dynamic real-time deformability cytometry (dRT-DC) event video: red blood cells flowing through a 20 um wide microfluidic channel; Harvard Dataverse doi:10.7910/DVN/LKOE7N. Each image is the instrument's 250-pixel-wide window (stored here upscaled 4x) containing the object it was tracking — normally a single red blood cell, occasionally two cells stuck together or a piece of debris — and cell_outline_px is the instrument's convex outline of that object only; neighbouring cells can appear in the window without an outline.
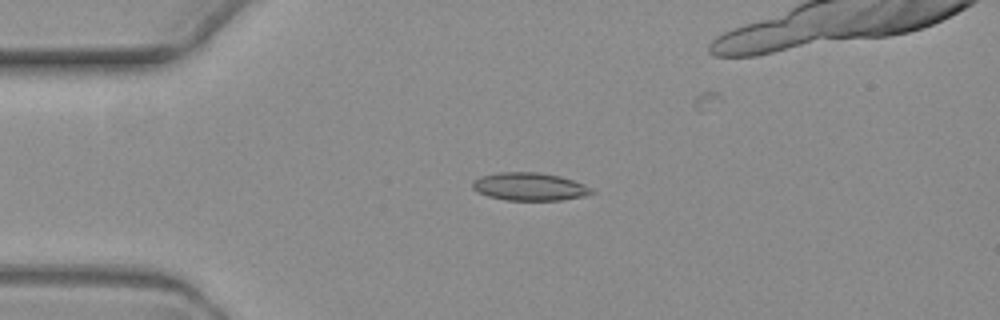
{"species": "common noctule bat (a hibernating species)", "species_latin": "Nyctalus noctula", "temperature_condition": "warm", "stored_images_in_passage": 6, "camera_frame_rate_fps": 3000, "um_per_image_px": 0.085, "animal": {"sex": "female", "body_mass_g": 19.3, "forearm_length_mm": 54.1}, "frame": {"image": 1, "passage_image": 1, "time_ms": 0.0, "image_size_px": [1000, 320], "cell_outline_px": [[596, 192], [584, 196], [560, 200], [504, 200], [488, 196], [476, 192], [472, 188], [472, 184], [480, 176], [500, 172], [536, 172], [560, 176], [584, 184], [592, 188]], "centroid_in_image_um": [45.01, 15.87], "position_along_channel_um": 40.0, "area_um2": 19.36}}
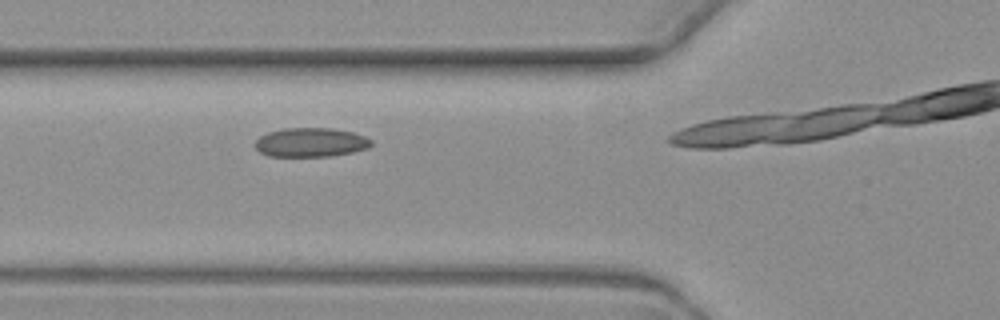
{"frame": {"image": 2, "passage_image": 5, "time_ms": 5.0, "image_size_px": [1000, 320], "cell_outline_px": [[372, 144], [368, 148], [352, 152], [328, 156], [268, 156], [260, 152], [256, 148], [256, 140], [260, 136], [268, 132], [284, 128], [332, 128], [352, 132], [364, 136], [372, 140]], "centroid_in_image_um": [26.41, 12.1], "position_along_channel_um": 99.4, "area_um2": 19.59}}